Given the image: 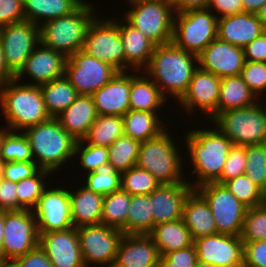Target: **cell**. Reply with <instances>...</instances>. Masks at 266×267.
<instances>
[{
    "instance_id": "46",
    "label": "cell",
    "mask_w": 266,
    "mask_h": 267,
    "mask_svg": "<svg viewBox=\"0 0 266 267\" xmlns=\"http://www.w3.org/2000/svg\"><path fill=\"white\" fill-rule=\"evenodd\" d=\"M240 237L243 242L266 240V202L247 208Z\"/></svg>"
},
{
    "instance_id": "30",
    "label": "cell",
    "mask_w": 266,
    "mask_h": 267,
    "mask_svg": "<svg viewBox=\"0 0 266 267\" xmlns=\"http://www.w3.org/2000/svg\"><path fill=\"white\" fill-rule=\"evenodd\" d=\"M130 110L158 112L167 103L160 88L146 75L130 74Z\"/></svg>"
},
{
    "instance_id": "4",
    "label": "cell",
    "mask_w": 266,
    "mask_h": 267,
    "mask_svg": "<svg viewBox=\"0 0 266 267\" xmlns=\"http://www.w3.org/2000/svg\"><path fill=\"white\" fill-rule=\"evenodd\" d=\"M23 133L28 139L34 162L40 169L53 174L55 170L62 169L69 159L75 158L77 140L62 128L57 118L38 123Z\"/></svg>"
},
{
    "instance_id": "19",
    "label": "cell",
    "mask_w": 266,
    "mask_h": 267,
    "mask_svg": "<svg viewBox=\"0 0 266 267\" xmlns=\"http://www.w3.org/2000/svg\"><path fill=\"white\" fill-rule=\"evenodd\" d=\"M244 63L243 48L218 38L198 55V67L219 78L240 75Z\"/></svg>"
},
{
    "instance_id": "64",
    "label": "cell",
    "mask_w": 266,
    "mask_h": 267,
    "mask_svg": "<svg viewBox=\"0 0 266 267\" xmlns=\"http://www.w3.org/2000/svg\"><path fill=\"white\" fill-rule=\"evenodd\" d=\"M195 267H217V266H215L213 264H210L208 262H200V261H197Z\"/></svg>"
},
{
    "instance_id": "10",
    "label": "cell",
    "mask_w": 266,
    "mask_h": 267,
    "mask_svg": "<svg viewBox=\"0 0 266 267\" xmlns=\"http://www.w3.org/2000/svg\"><path fill=\"white\" fill-rule=\"evenodd\" d=\"M117 20L96 16L88 27L82 50L123 72L125 55Z\"/></svg>"
},
{
    "instance_id": "56",
    "label": "cell",
    "mask_w": 266,
    "mask_h": 267,
    "mask_svg": "<svg viewBox=\"0 0 266 267\" xmlns=\"http://www.w3.org/2000/svg\"><path fill=\"white\" fill-rule=\"evenodd\" d=\"M208 8L214 14L218 15L217 18H222L229 15L244 13L242 0H209ZM220 14V15H219Z\"/></svg>"
},
{
    "instance_id": "59",
    "label": "cell",
    "mask_w": 266,
    "mask_h": 267,
    "mask_svg": "<svg viewBox=\"0 0 266 267\" xmlns=\"http://www.w3.org/2000/svg\"><path fill=\"white\" fill-rule=\"evenodd\" d=\"M15 74L9 69L5 56L3 53L2 42L0 39V85L7 83L8 81L14 80Z\"/></svg>"
},
{
    "instance_id": "41",
    "label": "cell",
    "mask_w": 266,
    "mask_h": 267,
    "mask_svg": "<svg viewBox=\"0 0 266 267\" xmlns=\"http://www.w3.org/2000/svg\"><path fill=\"white\" fill-rule=\"evenodd\" d=\"M161 183L147 170L133 166L121 173L120 188L131 196L150 195Z\"/></svg>"
},
{
    "instance_id": "58",
    "label": "cell",
    "mask_w": 266,
    "mask_h": 267,
    "mask_svg": "<svg viewBox=\"0 0 266 267\" xmlns=\"http://www.w3.org/2000/svg\"><path fill=\"white\" fill-rule=\"evenodd\" d=\"M209 0H173L175 13L208 8Z\"/></svg>"
},
{
    "instance_id": "7",
    "label": "cell",
    "mask_w": 266,
    "mask_h": 267,
    "mask_svg": "<svg viewBox=\"0 0 266 267\" xmlns=\"http://www.w3.org/2000/svg\"><path fill=\"white\" fill-rule=\"evenodd\" d=\"M209 121L234 145L266 143V104L263 107L260 101L249 107L217 113Z\"/></svg>"
},
{
    "instance_id": "26",
    "label": "cell",
    "mask_w": 266,
    "mask_h": 267,
    "mask_svg": "<svg viewBox=\"0 0 266 267\" xmlns=\"http://www.w3.org/2000/svg\"><path fill=\"white\" fill-rule=\"evenodd\" d=\"M125 22V23H123ZM119 33L122 38L125 55V71H142L150 61L156 44L134 28L126 19L119 21ZM129 67V69H128Z\"/></svg>"
},
{
    "instance_id": "18",
    "label": "cell",
    "mask_w": 266,
    "mask_h": 267,
    "mask_svg": "<svg viewBox=\"0 0 266 267\" xmlns=\"http://www.w3.org/2000/svg\"><path fill=\"white\" fill-rule=\"evenodd\" d=\"M221 78L199 67L195 70L188 89L179 100L188 113L199 108L210 120L217 114ZM198 106V107H197Z\"/></svg>"
},
{
    "instance_id": "29",
    "label": "cell",
    "mask_w": 266,
    "mask_h": 267,
    "mask_svg": "<svg viewBox=\"0 0 266 267\" xmlns=\"http://www.w3.org/2000/svg\"><path fill=\"white\" fill-rule=\"evenodd\" d=\"M70 208L73 227L100 224L104 196L80 185L69 190Z\"/></svg>"
},
{
    "instance_id": "2",
    "label": "cell",
    "mask_w": 266,
    "mask_h": 267,
    "mask_svg": "<svg viewBox=\"0 0 266 267\" xmlns=\"http://www.w3.org/2000/svg\"><path fill=\"white\" fill-rule=\"evenodd\" d=\"M210 129L191 130L184 135L190 163L193 165L191 173L197 177L195 182L188 181L194 189L202 184L215 182L221 176L233 146L232 141L216 127Z\"/></svg>"
},
{
    "instance_id": "37",
    "label": "cell",
    "mask_w": 266,
    "mask_h": 267,
    "mask_svg": "<svg viewBox=\"0 0 266 267\" xmlns=\"http://www.w3.org/2000/svg\"><path fill=\"white\" fill-rule=\"evenodd\" d=\"M154 229V217L150 195L131 196L127 212L126 234H150Z\"/></svg>"
},
{
    "instance_id": "32",
    "label": "cell",
    "mask_w": 266,
    "mask_h": 267,
    "mask_svg": "<svg viewBox=\"0 0 266 267\" xmlns=\"http://www.w3.org/2000/svg\"><path fill=\"white\" fill-rule=\"evenodd\" d=\"M85 0H23L25 20L41 26L43 23L71 14Z\"/></svg>"
},
{
    "instance_id": "47",
    "label": "cell",
    "mask_w": 266,
    "mask_h": 267,
    "mask_svg": "<svg viewBox=\"0 0 266 267\" xmlns=\"http://www.w3.org/2000/svg\"><path fill=\"white\" fill-rule=\"evenodd\" d=\"M74 155L80 156L82 170L86 172L95 171L101 165L109 163L108 148L85 144L78 140L75 146Z\"/></svg>"
},
{
    "instance_id": "51",
    "label": "cell",
    "mask_w": 266,
    "mask_h": 267,
    "mask_svg": "<svg viewBox=\"0 0 266 267\" xmlns=\"http://www.w3.org/2000/svg\"><path fill=\"white\" fill-rule=\"evenodd\" d=\"M198 261L195 245L160 256L158 267H195Z\"/></svg>"
},
{
    "instance_id": "35",
    "label": "cell",
    "mask_w": 266,
    "mask_h": 267,
    "mask_svg": "<svg viewBox=\"0 0 266 267\" xmlns=\"http://www.w3.org/2000/svg\"><path fill=\"white\" fill-rule=\"evenodd\" d=\"M39 86L46 111L51 118H57L78 96L76 89L65 75Z\"/></svg>"
},
{
    "instance_id": "55",
    "label": "cell",
    "mask_w": 266,
    "mask_h": 267,
    "mask_svg": "<svg viewBox=\"0 0 266 267\" xmlns=\"http://www.w3.org/2000/svg\"><path fill=\"white\" fill-rule=\"evenodd\" d=\"M16 183L1 177L0 180V210L18 211Z\"/></svg>"
},
{
    "instance_id": "5",
    "label": "cell",
    "mask_w": 266,
    "mask_h": 267,
    "mask_svg": "<svg viewBox=\"0 0 266 267\" xmlns=\"http://www.w3.org/2000/svg\"><path fill=\"white\" fill-rule=\"evenodd\" d=\"M96 7L83 2L71 14L49 20L40 26V42L67 58L83 49L89 25L97 16Z\"/></svg>"
},
{
    "instance_id": "42",
    "label": "cell",
    "mask_w": 266,
    "mask_h": 267,
    "mask_svg": "<svg viewBox=\"0 0 266 267\" xmlns=\"http://www.w3.org/2000/svg\"><path fill=\"white\" fill-rule=\"evenodd\" d=\"M223 185L247 208L259 206L266 202V193L246 174L225 181Z\"/></svg>"
},
{
    "instance_id": "23",
    "label": "cell",
    "mask_w": 266,
    "mask_h": 267,
    "mask_svg": "<svg viewBox=\"0 0 266 267\" xmlns=\"http://www.w3.org/2000/svg\"><path fill=\"white\" fill-rule=\"evenodd\" d=\"M194 188L189 183L161 184L150 194L154 226L182 218L183 207Z\"/></svg>"
},
{
    "instance_id": "17",
    "label": "cell",
    "mask_w": 266,
    "mask_h": 267,
    "mask_svg": "<svg viewBox=\"0 0 266 267\" xmlns=\"http://www.w3.org/2000/svg\"><path fill=\"white\" fill-rule=\"evenodd\" d=\"M198 261L217 267H243L244 242L240 236L214 234L194 240Z\"/></svg>"
},
{
    "instance_id": "65",
    "label": "cell",
    "mask_w": 266,
    "mask_h": 267,
    "mask_svg": "<svg viewBox=\"0 0 266 267\" xmlns=\"http://www.w3.org/2000/svg\"><path fill=\"white\" fill-rule=\"evenodd\" d=\"M0 267H5L1 261H0Z\"/></svg>"
},
{
    "instance_id": "22",
    "label": "cell",
    "mask_w": 266,
    "mask_h": 267,
    "mask_svg": "<svg viewBox=\"0 0 266 267\" xmlns=\"http://www.w3.org/2000/svg\"><path fill=\"white\" fill-rule=\"evenodd\" d=\"M159 258L149 234H123L112 267H158Z\"/></svg>"
},
{
    "instance_id": "20",
    "label": "cell",
    "mask_w": 266,
    "mask_h": 267,
    "mask_svg": "<svg viewBox=\"0 0 266 267\" xmlns=\"http://www.w3.org/2000/svg\"><path fill=\"white\" fill-rule=\"evenodd\" d=\"M39 245L53 267H86L76 227L39 234Z\"/></svg>"
},
{
    "instance_id": "21",
    "label": "cell",
    "mask_w": 266,
    "mask_h": 267,
    "mask_svg": "<svg viewBox=\"0 0 266 267\" xmlns=\"http://www.w3.org/2000/svg\"><path fill=\"white\" fill-rule=\"evenodd\" d=\"M67 59L63 53L54 51L40 42L15 75V79L20 81L25 74L34 80L35 83L31 82V85L39 86L49 83L65 75Z\"/></svg>"
},
{
    "instance_id": "40",
    "label": "cell",
    "mask_w": 266,
    "mask_h": 267,
    "mask_svg": "<svg viewBox=\"0 0 266 267\" xmlns=\"http://www.w3.org/2000/svg\"><path fill=\"white\" fill-rule=\"evenodd\" d=\"M50 174L52 175L51 172L40 169L35 175L16 183L18 211L23 209L33 210L36 207L43 190L48 186L44 183V180Z\"/></svg>"
},
{
    "instance_id": "48",
    "label": "cell",
    "mask_w": 266,
    "mask_h": 267,
    "mask_svg": "<svg viewBox=\"0 0 266 267\" xmlns=\"http://www.w3.org/2000/svg\"><path fill=\"white\" fill-rule=\"evenodd\" d=\"M246 146L234 145L231 147L226 162L222 168L221 176L215 181L223 184L225 181L245 174Z\"/></svg>"
},
{
    "instance_id": "1",
    "label": "cell",
    "mask_w": 266,
    "mask_h": 267,
    "mask_svg": "<svg viewBox=\"0 0 266 267\" xmlns=\"http://www.w3.org/2000/svg\"><path fill=\"white\" fill-rule=\"evenodd\" d=\"M197 68L198 56L178 48L171 42L156 45L148 65L142 72H138L145 73L160 88L166 99L169 93V96L179 101L186 93Z\"/></svg>"
},
{
    "instance_id": "62",
    "label": "cell",
    "mask_w": 266,
    "mask_h": 267,
    "mask_svg": "<svg viewBox=\"0 0 266 267\" xmlns=\"http://www.w3.org/2000/svg\"><path fill=\"white\" fill-rule=\"evenodd\" d=\"M256 16L266 27V3L256 12Z\"/></svg>"
},
{
    "instance_id": "15",
    "label": "cell",
    "mask_w": 266,
    "mask_h": 267,
    "mask_svg": "<svg viewBox=\"0 0 266 267\" xmlns=\"http://www.w3.org/2000/svg\"><path fill=\"white\" fill-rule=\"evenodd\" d=\"M5 61L16 75L27 58L40 43V26L29 21H22L0 27Z\"/></svg>"
},
{
    "instance_id": "12",
    "label": "cell",
    "mask_w": 266,
    "mask_h": 267,
    "mask_svg": "<svg viewBox=\"0 0 266 267\" xmlns=\"http://www.w3.org/2000/svg\"><path fill=\"white\" fill-rule=\"evenodd\" d=\"M3 239V265L39 245L37 221L32 210L5 211Z\"/></svg>"
},
{
    "instance_id": "14",
    "label": "cell",
    "mask_w": 266,
    "mask_h": 267,
    "mask_svg": "<svg viewBox=\"0 0 266 267\" xmlns=\"http://www.w3.org/2000/svg\"><path fill=\"white\" fill-rule=\"evenodd\" d=\"M119 71L83 50L72 54L65 64V76L78 95H92Z\"/></svg>"
},
{
    "instance_id": "28",
    "label": "cell",
    "mask_w": 266,
    "mask_h": 267,
    "mask_svg": "<svg viewBox=\"0 0 266 267\" xmlns=\"http://www.w3.org/2000/svg\"><path fill=\"white\" fill-rule=\"evenodd\" d=\"M98 114L92 95H78L74 102L57 119L63 129L77 141L82 140Z\"/></svg>"
},
{
    "instance_id": "13",
    "label": "cell",
    "mask_w": 266,
    "mask_h": 267,
    "mask_svg": "<svg viewBox=\"0 0 266 267\" xmlns=\"http://www.w3.org/2000/svg\"><path fill=\"white\" fill-rule=\"evenodd\" d=\"M77 232L86 267L91 264L101 267L113 266L123 236L121 230L100 223L79 226Z\"/></svg>"
},
{
    "instance_id": "25",
    "label": "cell",
    "mask_w": 266,
    "mask_h": 267,
    "mask_svg": "<svg viewBox=\"0 0 266 267\" xmlns=\"http://www.w3.org/2000/svg\"><path fill=\"white\" fill-rule=\"evenodd\" d=\"M264 32L266 27L258 20L256 13L229 15L217 21V38L241 48Z\"/></svg>"
},
{
    "instance_id": "61",
    "label": "cell",
    "mask_w": 266,
    "mask_h": 267,
    "mask_svg": "<svg viewBox=\"0 0 266 267\" xmlns=\"http://www.w3.org/2000/svg\"><path fill=\"white\" fill-rule=\"evenodd\" d=\"M5 211L0 210V261L3 263V239H4Z\"/></svg>"
},
{
    "instance_id": "31",
    "label": "cell",
    "mask_w": 266,
    "mask_h": 267,
    "mask_svg": "<svg viewBox=\"0 0 266 267\" xmlns=\"http://www.w3.org/2000/svg\"><path fill=\"white\" fill-rule=\"evenodd\" d=\"M149 235L153 238L160 256L194 245L191 232L182 218L155 225Z\"/></svg>"
},
{
    "instance_id": "3",
    "label": "cell",
    "mask_w": 266,
    "mask_h": 267,
    "mask_svg": "<svg viewBox=\"0 0 266 267\" xmlns=\"http://www.w3.org/2000/svg\"><path fill=\"white\" fill-rule=\"evenodd\" d=\"M0 108L7 128L23 132L51 117L46 111L40 86L14 79L0 85Z\"/></svg>"
},
{
    "instance_id": "43",
    "label": "cell",
    "mask_w": 266,
    "mask_h": 267,
    "mask_svg": "<svg viewBox=\"0 0 266 267\" xmlns=\"http://www.w3.org/2000/svg\"><path fill=\"white\" fill-rule=\"evenodd\" d=\"M84 187L103 196L120 189L121 173L110 163L101 165L85 175Z\"/></svg>"
},
{
    "instance_id": "60",
    "label": "cell",
    "mask_w": 266,
    "mask_h": 267,
    "mask_svg": "<svg viewBox=\"0 0 266 267\" xmlns=\"http://www.w3.org/2000/svg\"><path fill=\"white\" fill-rule=\"evenodd\" d=\"M266 0H242L244 12L256 13L264 4Z\"/></svg>"
},
{
    "instance_id": "33",
    "label": "cell",
    "mask_w": 266,
    "mask_h": 267,
    "mask_svg": "<svg viewBox=\"0 0 266 267\" xmlns=\"http://www.w3.org/2000/svg\"><path fill=\"white\" fill-rule=\"evenodd\" d=\"M258 100L240 75L221 78L217 113L249 107Z\"/></svg>"
},
{
    "instance_id": "34",
    "label": "cell",
    "mask_w": 266,
    "mask_h": 267,
    "mask_svg": "<svg viewBox=\"0 0 266 267\" xmlns=\"http://www.w3.org/2000/svg\"><path fill=\"white\" fill-rule=\"evenodd\" d=\"M159 115L156 112L129 110L122 116L124 135L140 142L157 137L167 129Z\"/></svg>"
},
{
    "instance_id": "36",
    "label": "cell",
    "mask_w": 266,
    "mask_h": 267,
    "mask_svg": "<svg viewBox=\"0 0 266 267\" xmlns=\"http://www.w3.org/2000/svg\"><path fill=\"white\" fill-rule=\"evenodd\" d=\"M123 135V118L121 116L98 115L82 141L88 145L108 148Z\"/></svg>"
},
{
    "instance_id": "9",
    "label": "cell",
    "mask_w": 266,
    "mask_h": 267,
    "mask_svg": "<svg viewBox=\"0 0 266 267\" xmlns=\"http://www.w3.org/2000/svg\"><path fill=\"white\" fill-rule=\"evenodd\" d=\"M210 11L206 8L175 13L172 43L198 56L217 38L218 18Z\"/></svg>"
},
{
    "instance_id": "53",
    "label": "cell",
    "mask_w": 266,
    "mask_h": 267,
    "mask_svg": "<svg viewBox=\"0 0 266 267\" xmlns=\"http://www.w3.org/2000/svg\"><path fill=\"white\" fill-rule=\"evenodd\" d=\"M243 267H266V240L244 242Z\"/></svg>"
},
{
    "instance_id": "50",
    "label": "cell",
    "mask_w": 266,
    "mask_h": 267,
    "mask_svg": "<svg viewBox=\"0 0 266 267\" xmlns=\"http://www.w3.org/2000/svg\"><path fill=\"white\" fill-rule=\"evenodd\" d=\"M39 170L34 161L0 163L2 178L15 183L35 175Z\"/></svg>"
},
{
    "instance_id": "8",
    "label": "cell",
    "mask_w": 266,
    "mask_h": 267,
    "mask_svg": "<svg viewBox=\"0 0 266 267\" xmlns=\"http://www.w3.org/2000/svg\"><path fill=\"white\" fill-rule=\"evenodd\" d=\"M132 9L124 18L156 45L172 42L174 7L171 0H127Z\"/></svg>"
},
{
    "instance_id": "39",
    "label": "cell",
    "mask_w": 266,
    "mask_h": 267,
    "mask_svg": "<svg viewBox=\"0 0 266 267\" xmlns=\"http://www.w3.org/2000/svg\"><path fill=\"white\" fill-rule=\"evenodd\" d=\"M141 142L123 135L108 147L109 163L120 173L136 166Z\"/></svg>"
},
{
    "instance_id": "45",
    "label": "cell",
    "mask_w": 266,
    "mask_h": 267,
    "mask_svg": "<svg viewBox=\"0 0 266 267\" xmlns=\"http://www.w3.org/2000/svg\"><path fill=\"white\" fill-rule=\"evenodd\" d=\"M245 174L266 193V143L246 146Z\"/></svg>"
},
{
    "instance_id": "38",
    "label": "cell",
    "mask_w": 266,
    "mask_h": 267,
    "mask_svg": "<svg viewBox=\"0 0 266 267\" xmlns=\"http://www.w3.org/2000/svg\"><path fill=\"white\" fill-rule=\"evenodd\" d=\"M131 202V195L122 190H116L104 196L101 223L126 234L127 212Z\"/></svg>"
},
{
    "instance_id": "27",
    "label": "cell",
    "mask_w": 266,
    "mask_h": 267,
    "mask_svg": "<svg viewBox=\"0 0 266 267\" xmlns=\"http://www.w3.org/2000/svg\"><path fill=\"white\" fill-rule=\"evenodd\" d=\"M182 220L191 232L193 240L217 234L210 206L196 189H193L185 200Z\"/></svg>"
},
{
    "instance_id": "6",
    "label": "cell",
    "mask_w": 266,
    "mask_h": 267,
    "mask_svg": "<svg viewBox=\"0 0 266 267\" xmlns=\"http://www.w3.org/2000/svg\"><path fill=\"white\" fill-rule=\"evenodd\" d=\"M167 131L141 142L136 166L150 172L161 184L189 183L184 180V162L180 150H177L178 145L175 146Z\"/></svg>"
},
{
    "instance_id": "57",
    "label": "cell",
    "mask_w": 266,
    "mask_h": 267,
    "mask_svg": "<svg viewBox=\"0 0 266 267\" xmlns=\"http://www.w3.org/2000/svg\"><path fill=\"white\" fill-rule=\"evenodd\" d=\"M243 50L245 61L266 63V32L251 41Z\"/></svg>"
},
{
    "instance_id": "49",
    "label": "cell",
    "mask_w": 266,
    "mask_h": 267,
    "mask_svg": "<svg viewBox=\"0 0 266 267\" xmlns=\"http://www.w3.org/2000/svg\"><path fill=\"white\" fill-rule=\"evenodd\" d=\"M240 76L257 98L266 92L265 62L245 61Z\"/></svg>"
},
{
    "instance_id": "63",
    "label": "cell",
    "mask_w": 266,
    "mask_h": 267,
    "mask_svg": "<svg viewBox=\"0 0 266 267\" xmlns=\"http://www.w3.org/2000/svg\"><path fill=\"white\" fill-rule=\"evenodd\" d=\"M9 131L8 128H0V163H1V148H2V143L5 137V134Z\"/></svg>"
},
{
    "instance_id": "54",
    "label": "cell",
    "mask_w": 266,
    "mask_h": 267,
    "mask_svg": "<svg viewBox=\"0 0 266 267\" xmlns=\"http://www.w3.org/2000/svg\"><path fill=\"white\" fill-rule=\"evenodd\" d=\"M6 267H53L45 251L36 246L25 255L16 258Z\"/></svg>"
},
{
    "instance_id": "11",
    "label": "cell",
    "mask_w": 266,
    "mask_h": 267,
    "mask_svg": "<svg viewBox=\"0 0 266 267\" xmlns=\"http://www.w3.org/2000/svg\"><path fill=\"white\" fill-rule=\"evenodd\" d=\"M208 202L217 233L240 236L247 207L223 185L216 182L195 188Z\"/></svg>"
},
{
    "instance_id": "52",
    "label": "cell",
    "mask_w": 266,
    "mask_h": 267,
    "mask_svg": "<svg viewBox=\"0 0 266 267\" xmlns=\"http://www.w3.org/2000/svg\"><path fill=\"white\" fill-rule=\"evenodd\" d=\"M25 21L23 0H0V27Z\"/></svg>"
},
{
    "instance_id": "24",
    "label": "cell",
    "mask_w": 266,
    "mask_h": 267,
    "mask_svg": "<svg viewBox=\"0 0 266 267\" xmlns=\"http://www.w3.org/2000/svg\"><path fill=\"white\" fill-rule=\"evenodd\" d=\"M130 74L118 72L106 85L92 94L98 115L123 116L130 110Z\"/></svg>"
},
{
    "instance_id": "44",
    "label": "cell",
    "mask_w": 266,
    "mask_h": 267,
    "mask_svg": "<svg viewBox=\"0 0 266 267\" xmlns=\"http://www.w3.org/2000/svg\"><path fill=\"white\" fill-rule=\"evenodd\" d=\"M34 161L28 139L23 132L9 130L1 148V163Z\"/></svg>"
},
{
    "instance_id": "16",
    "label": "cell",
    "mask_w": 266,
    "mask_h": 267,
    "mask_svg": "<svg viewBox=\"0 0 266 267\" xmlns=\"http://www.w3.org/2000/svg\"><path fill=\"white\" fill-rule=\"evenodd\" d=\"M45 188L34 212L38 233L60 231L73 227L69 190L66 188Z\"/></svg>"
}]
</instances>
